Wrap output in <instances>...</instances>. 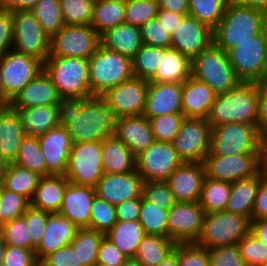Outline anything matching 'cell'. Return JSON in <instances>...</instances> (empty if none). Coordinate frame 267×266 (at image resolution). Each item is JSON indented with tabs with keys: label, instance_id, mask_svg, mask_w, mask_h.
<instances>
[{
	"label": "cell",
	"instance_id": "cell-63",
	"mask_svg": "<svg viewBox=\"0 0 267 266\" xmlns=\"http://www.w3.org/2000/svg\"><path fill=\"white\" fill-rule=\"evenodd\" d=\"M257 129L260 137L267 139V84L258 83V120Z\"/></svg>",
	"mask_w": 267,
	"mask_h": 266
},
{
	"label": "cell",
	"instance_id": "cell-18",
	"mask_svg": "<svg viewBox=\"0 0 267 266\" xmlns=\"http://www.w3.org/2000/svg\"><path fill=\"white\" fill-rule=\"evenodd\" d=\"M149 81L132 77L108 89L101 97L117 116L130 117L143 115L147 99Z\"/></svg>",
	"mask_w": 267,
	"mask_h": 266
},
{
	"label": "cell",
	"instance_id": "cell-13",
	"mask_svg": "<svg viewBox=\"0 0 267 266\" xmlns=\"http://www.w3.org/2000/svg\"><path fill=\"white\" fill-rule=\"evenodd\" d=\"M42 70L43 62L38 58L14 50L8 51L0 57L4 96L11 102Z\"/></svg>",
	"mask_w": 267,
	"mask_h": 266
},
{
	"label": "cell",
	"instance_id": "cell-17",
	"mask_svg": "<svg viewBox=\"0 0 267 266\" xmlns=\"http://www.w3.org/2000/svg\"><path fill=\"white\" fill-rule=\"evenodd\" d=\"M205 214L198 201L176 202L168 212V238L176 243H195L200 236Z\"/></svg>",
	"mask_w": 267,
	"mask_h": 266
},
{
	"label": "cell",
	"instance_id": "cell-73",
	"mask_svg": "<svg viewBox=\"0 0 267 266\" xmlns=\"http://www.w3.org/2000/svg\"><path fill=\"white\" fill-rule=\"evenodd\" d=\"M8 167V163L0 160V188L4 185L5 174Z\"/></svg>",
	"mask_w": 267,
	"mask_h": 266
},
{
	"label": "cell",
	"instance_id": "cell-75",
	"mask_svg": "<svg viewBox=\"0 0 267 266\" xmlns=\"http://www.w3.org/2000/svg\"><path fill=\"white\" fill-rule=\"evenodd\" d=\"M120 266H141L134 257H129Z\"/></svg>",
	"mask_w": 267,
	"mask_h": 266
},
{
	"label": "cell",
	"instance_id": "cell-15",
	"mask_svg": "<svg viewBox=\"0 0 267 266\" xmlns=\"http://www.w3.org/2000/svg\"><path fill=\"white\" fill-rule=\"evenodd\" d=\"M136 171L147 181H166L175 169L183 163L173 143H152L136 156Z\"/></svg>",
	"mask_w": 267,
	"mask_h": 266
},
{
	"label": "cell",
	"instance_id": "cell-67",
	"mask_svg": "<svg viewBox=\"0 0 267 266\" xmlns=\"http://www.w3.org/2000/svg\"><path fill=\"white\" fill-rule=\"evenodd\" d=\"M159 8L183 15H189V0H157Z\"/></svg>",
	"mask_w": 267,
	"mask_h": 266
},
{
	"label": "cell",
	"instance_id": "cell-7",
	"mask_svg": "<svg viewBox=\"0 0 267 266\" xmlns=\"http://www.w3.org/2000/svg\"><path fill=\"white\" fill-rule=\"evenodd\" d=\"M263 139L257 126L246 123H225L212 127L207 155L233 156L262 154Z\"/></svg>",
	"mask_w": 267,
	"mask_h": 266
},
{
	"label": "cell",
	"instance_id": "cell-49",
	"mask_svg": "<svg viewBox=\"0 0 267 266\" xmlns=\"http://www.w3.org/2000/svg\"><path fill=\"white\" fill-rule=\"evenodd\" d=\"M117 221L115 205L95 195L91 206L89 228L106 234Z\"/></svg>",
	"mask_w": 267,
	"mask_h": 266
},
{
	"label": "cell",
	"instance_id": "cell-6",
	"mask_svg": "<svg viewBox=\"0 0 267 266\" xmlns=\"http://www.w3.org/2000/svg\"><path fill=\"white\" fill-rule=\"evenodd\" d=\"M191 76L209 85L216 94L226 93L240 82L228 53L213 42L191 60Z\"/></svg>",
	"mask_w": 267,
	"mask_h": 266
},
{
	"label": "cell",
	"instance_id": "cell-68",
	"mask_svg": "<svg viewBox=\"0 0 267 266\" xmlns=\"http://www.w3.org/2000/svg\"><path fill=\"white\" fill-rule=\"evenodd\" d=\"M39 0H0V9L15 11V10H30Z\"/></svg>",
	"mask_w": 267,
	"mask_h": 266
},
{
	"label": "cell",
	"instance_id": "cell-60",
	"mask_svg": "<svg viewBox=\"0 0 267 266\" xmlns=\"http://www.w3.org/2000/svg\"><path fill=\"white\" fill-rule=\"evenodd\" d=\"M127 258L109 238L103 237L97 253V262L107 266H120Z\"/></svg>",
	"mask_w": 267,
	"mask_h": 266
},
{
	"label": "cell",
	"instance_id": "cell-33",
	"mask_svg": "<svg viewBox=\"0 0 267 266\" xmlns=\"http://www.w3.org/2000/svg\"><path fill=\"white\" fill-rule=\"evenodd\" d=\"M136 155L116 136L102 141L104 173L122 174L136 171Z\"/></svg>",
	"mask_w": 267,
	"mask_h": 266
},
{
	"label": "cell",
	"instance_id": "cell-14",
	"mask_svg": "<svg viewBox=\"0 0 267 266\" xmlns=\"http://www.w3.org/2000/svg\"><path fill=\"white\" fill-rule=\"evenodd\" d=\"M207 178L234 182L262 171V154L207 155L203 161Z\"/></svg>",
	"mask_w": 267,
	"mask_h": 266
},
{
	"label": "cell",
	"instance_id": "cell-9",
	"mask_svg": "<svg viewBox=\"0 0 267 266\" xmlns=\"http://www.w3.org/2000/svg\"><path fill=\"white\" fill-rule=\"evenodd\" d=\"M250 230L251 220L248 217L225 211L206 213L195 244L207 249L234 245Z\"/></svg>",
	"mask_w": 267,
	"mask_h": 266
},
{
	"label": "cell",
	"instance_id": "cell-46",
	"mask_svg": "<svg viewBox=\"0 0 267 266\" xmlns=\"http://www.w3.org/2000/svg\"><path fill=\"white\" fill-rule=\"evenodd\" d=\"M228 2L229 0H189V15L213 30L223 18Z\"/></svg>",
	"mask_w": 267,
	"mask_h": 266
},
{
	"label": "cell",
	"instance_id": "cell-3",
	"mask_svg": "<svg viewBox=\"0 0 267 266\" xmlns=\"http://www.w3.org/2000/svg\"><path fill=\"white\" fill-rule=\"evenodd\" d=\"M206 120L211 127L232 122L257 126L258 83L239 82L228 92L217 94Z\"/></svg>",
	"mask_w": 267,
	"mask_h": 266
},
{
	"label": "cell",
	"instance_id": "cell-28",
	"mask_svg": "<svg viewBox=\"0 0 267 266\" xmlns=\"http://www.w3.org/2000/svg\"><path fill=\"white\" fill-rule=\"evenodd\" d=\"M114 136L136 156L155 142L150 120L144 115L120 117Z\"/></svg>",
	"mask_w": 267,
	"mask_h": 266
},
{
	"label": "cell",
	"instance_id": "cell-44",
	"mask_svg": "<svg viewBox=\"0 0 267 266\" xmlns=\"http://www.w3.org/2000/svg\"><path fill=\"white\" fill-rule=\"evenodd\" d=\"M30 11L50 38L65 26L60 0H39Z\"/></svg>",
	"mask_w": 267,
	"mask_h": 266
},
{
	"label": "cell",
	"instance_id": "cell-45",
	"mask_svg": "<svg viewBox=\"0 0 267 266\" xmlns=\"http://www.w3.org/2000/svg\"><path fill=\"white\" fill-rule=\"evenodd\" d=\"M164 48L142 44L132 58L133 77L150 81L157 71Z\"/></svg>",
	"mask_w": 267,
	"mask_h": 266
},
{
	"label": "cell",
	"instance_id": "cell-5",
	"mask_svg": "<svg viewBox=\"0 0 267 266\" xmlns=\"http://www.w3.org/2000/svg\"><path fill=\"white\" fill-rule=\"evenodd\" d=\"M89 61V84L93 96H101L133 77L132 59L99 45Z\"/></svg>",
	"mask_w": 267,
	"mask_h": 266
},
{
	"label": "cell",
	"instance_id": "cell-62",
	"mask_svg": "<svg viewBox=\"0 0 267 266\" xmlns=\"http://www.w3.org/2000/svg\"><path fill=\"white\" fill-rule=\"evenodd\" d=\"M46 266H77L76 250L66 245L46 255L42 260Z\"/></svg>",
	"mask_w": 267,
	"mask_h": 266
},
{
	"label": "cell",
	"instance_id": "cell-78",
	"mask_svg": "<svg viewBox=\"0 0 267 266\" xmlns=\"http://www.w3.org/2000/svg\"><path fill=\"white\" fill-rule=\"evenodd\" d=\"M92 266H107V265L100 263V262H96Z\"/></svg>",
	"mask_w": 267,
	"mask_h": 266
},
{
	"label": "cell",
	"instance_id": "cell-31",
	"mask_svg": "<svg viewBox=\"0 0 267 266\" xmlns=\"http://www.w3.org/2000/svg\"><path fill=\"white\" fill-rule=\"evenodd\" d=\"M140 27L122 23L100 35V45L121 55L133 58L141 48Z\"/></svg>",
	"mask_w": 267,
	"mask_h": 266
},
{
	"label": "cell",
	"instance_id": "cell-71",
	"mask_svg": "<svg viewBox=\"0 0 267 266\" xmlns=\"http://www.w3.org/2000/svg\"><path fill=\"white\" fill-rule=\"evenodd\" d=\"M157 266H179L178 265V243L176 244L174 251L170 253Z\"/></svg>",
	"mask_w": 267,
	"mask_h": 266
},
{
	"label": "cell",
	"instance_id": "cell-1",
	"mask_svg": "<svg viewBox=\"0 0 267 266\" xmlns=\"http://www.w3.org/2000/svg\"><path fill=\"white\" fill-rule=\"evenodd\" d=\"M58 108L60 124L66 127L73 144L102 142L117 129L119 117L101 96L61 98Z\"/></svg>",
	"mask_w": 267,
	"mask_h": 266
},
{
	"label": "cell",
	"instance_id": "cell-50",
	"mask_svg": "<svg viewBox=\"0 0 267 266\" xmlns=\"http://www.w3.org/2000/svg\"><path fill=\"white\" fill-rule=\"evenodd\" d=\"M159 10L157 0H126L125 23L140 27L156 18Z\"/></svg>",
	"mask_w": 267,
	"mask_h": 266
},
{
	"label": "cell",
	"instance_id": "cell-51",
	"mask_svg": "<svg viewBox=\"0 0 267 266\" xmlns=\"http://www.w3.org/2000/svg\"><path fill=\"white\" fill-rule=\"evenodd\" d=\"M240 255L247 266H262L267 261V246L251 231L237 243Z\"/></svg>",
	"mask_w": 267,
	"mask_h": 266
},
{
	"label": "cell",
	"instance_id": "cell-72",
	"mask_svg": "<svg viewBox=\"0 0 267 266\" xmlns=\"http://www.w3.org/2000/svg\"><path fill=\"white\" fill-rule=\"evenodd\" d=\"M262 171L267 177V139L262 143Z\"/></svg>",
	"mask_w": 267,
	"mask_h": 266
},
{
	"label": "cell",
	"instance_id": "cell-12",
	"mask_svg": "<svg viewBox=\"0 0 267 266\" xmlns=\"http://www.w3.org/2000/svg\"><path fill=\"white\" fill-rule=\"evenodd\" d=\"M100 45V35L91 25H65L51 37L49 56L89 59Z\"/></svg>",
	"mask_w": 267,
	"mask_h": 266
},
{
	"label": "cell",
	"instance_id": "cell-27",
	"mask_svg": "<svg viewBox=\"0 0 267 266\" xmlns=\"http://www.w3.org/2000/svg\"><path fill=\"white\" fill-rule=\"evenodd\" d=\"M25 136L18 112L7 105L0 114V160L14 163Z\"/></svg>",
	"mask_w": 267,
	"mask_h": 266
},
{
	"label": "cell",
	"instance_id": "cell-80",
	"mask_svg": "<svg viewBox=\"0 0 267 266\" xmlns=\"http://www.w3.org/2000/svg\"><path fill=\"white\" fill-rule=\"evenodd\" d=\"M4 223H5V222L2 220V218H1V214H0V230L2 229Z\"/></svg>",
	"mask_w": 267,
	"mask_h": 266
},
{
	"label": "cell",
	"instance_id": "cell-74",
	"mask_svg": "<svg viewBox=\"0 0 267 266\" xmlns=\"http://www.w3.org/2000/svg\"><path fill=\"white\" fill-rule=\"evenodd\" d=\"M5 248H6V242L4 240L2 231L0 230V266H2Z\"/></svg>",
	"mask_w": 267,
	"mask_h": 266
},
{
	"label": "cell",
	"instance_id": "cell-24",
	"mask_svg": "<svg viewBox=\"0 0 267 266\" xmlns=\"http://www.w3.org/2000/svg\"><path fill=\"white\" fill-rule=\"evenodd\" d=\"M96 195L91 186L68 183L58 213L69 218L79 228H89L91 206Z\"/></svg>",
	"mask_w": 267,
	"mask_h": 266
},
{
	"label": "cell",
	"instance_id": "cell-34",
	"mask_svg": "<svg viewBox=\"0 0 267 266\" xmlns=\"http://www.w3.org/2000/svg\"><path fill=\"white\" fill-rule=\"evenodd\" d=\"M191 76V60L174 48H164L155 76L149 82L183 83Z\"/></svg>",
	"mask_w": 267,
	"mask_h": 266
},
{
	"label": "cell",
	"instance_id": "cell-25",
	"mask_svg": "<svg viewBox=\"0 0 267 266\" xmlns=\"http://www.w3.org/2000/svg\"><path fill=\"white\" fill-rule=\"evenodd\" d=\"M79 228L60 213H49L42 242L35 249L37 261L59 248L70 245Z\"/></svg>",
	"mask_w": 267,
	"mask_h": 266
},
{
	"label": "cell",
	"instance_id": "cell-58",
	"mask_svg": "<svg viewBox=\"0 0 267 266\" xmlns=\"http://www.w3.org/2000/svg\"><path fill=\"white\" fill-rule=\"evenodd\" d=\"M210 266H247L237 244L208 249Z\"/></svg>",
	"mask_w": 267,
	"mask_h": 266
},
{
	"label": "cell",
	"instance_id": "cell-55",
	"mask_svg": "<svg viewBox=\"0 0 267 266\" xmlns=\"http://www.w3.org/2000/svg\"><path fill=\"white\" fill-rule=\"evenodd\" d=\"M140 33L143 44L162 48L171 47L172 34L157 17L140 26Z\"/></svg>",
	"mask_w": 267,
	"mask_h": 266
},
{
	"label": "cell",
	"instance_id": "cell-39",
	"mask_svg": "<svg viewBox=\"0 0 267 266\" xmlns=\"http://www.w3.org/2000/svg\"><path fill=\"white\" fill-rule=\"evenodd\" d=\"M105 234L90 228H81L70 245L76 250L77 266H92L97 262V253Z\"/></svg>",
	"mask_w": 267,
	"mask_h": 266
},
{
	"label": "cell",
	"instance_id": "cell-26",
	"mask_svg": "<svg viewBox=\"0 0 267 266\" xmlns=\"http://www.w3.org/2000/svg\"><path fill=\"white\" fill-rule=\"evenodd\" d=\"M61 100L57 88L51 78L42 70L32 79L10 102L12 108L55 105Z\"/></svg>",
	"mask_w": 267,
	"mask_h": 266
},
{
	"label": "cell",
	"instance_id": "cell-23",
	"mask_svg": "<svg viewBox=\"0 0 267 266\" xmlns=\"http://www.w3.org/2000/svg\"><path fill=\"white\" fill-rule=\"evenodd\" d=\"M182 113V83L149 82L143 115L148 119Z\"/></svg>",
	"mask_w": 267,
	"mask_h": 266
},
{
	"label": "cell",
	"instance_id": "cell-30",
	"mask_svg": "<svg viewBox=\"0 0 267 266\" xmlns=\"http://www.w3.org/2000/svg\"><path fill=\"white\" fill-rule=\"evenodd\" d=\"M68 183L69 181L65 175H48L41 177L33 197L30 200V206L49 213H58Z\"/></svg>",
	"mask_w": 267,
	"mask_h": 266
},
{
	"label": "cell",
	"instance_id": "cell-20",
	"mask_svg": "<svg viewBox=\"0 0 267 266\" xmlns=\"http://www.w3.org/2000/svg\"><path fill=\"white\" fill-rule=\"evenodd\" d=\"M144 180L137 171L122 174L104 173L97 182L96 195L112 205L142 197Z\"/></svg>",
	"mask_w": 267,
	"mask_h": 266
},
{
	"label": "cell",
	"instance_id": "cell-77",
	"mask_svg": "<svg viewBox=\"0 0 267 266\" xmlns=\"http://www.w3.org/2000/svg\"><path fill=\"white\" fill-rule=\"evenodd\" d=\"M6 106H7V104L5 102L0 101V114L5 109Z\"/></svg>",
	"mask_w": 267,
	"mask_h": 266
},
{
	"label": "cell",
	"instance_id": "cell-79",
	"mask_svg": "<svg viewBox=\"0 0 267 266\" xmlns=\"http://www.w3.org/2000/svg\"><path fill=\"white\" fill-rule=\"evenodd\" d=\"M34 266H46V265L42 263L41 261H37Z\"/></svg>",
	"mask_w": 267,
	"mask_h": 266
},
{
	"label": "cell",
	"instance_id": "cell-59",
	"mask_svg": "<svg viewBox=\"0 0 267 266\" xmlns=\"http://www.w3.org/2000/svg\"><path fill=\"white\" fill-rule=\"evenodd\" d=\"M36 262L33 250L6 245L2 266H34Z\"/></svg>",
	"mask_w": 267,
	"mask_h": 266
},
{
	"label": "cell",
	"instance_id": "cell-40",
	"mask_svg": "<svg viewBox=\"0 0 267 266\" xmlns=\"http://www.w3.org/2000/svg\"><path fill=\"white\" fill-rule=\"evenodd\" d=\"M231 195V182L205 177L199 203L205 213L225 211Z\"/></svg>",
	"mask_w": 267,
	"mask_h": 266
},
{
	"label": "cell",
	"instance_id": "cell-69",
	"mask_svg": "<svg viewBox=\"0 0 267 266\" xmlns=\"http://www.w3.org/2000/svg\"><path fill=\"white\" fill-rule=\"evenodd\" d=\"M250 231L267 246V219L252 220Z\"/></svg>",
	"mask_w": 267,
	"mask_h": 266
},
{
	"label": "cell",
	"instance_id": "cell-10",
	"mask_svg": "<svg viewBox=\"0 0 267 266\" xmlns=\"http://www.w3.org/2000/svg\"><path fill=\"white\" fill-rule=\"evenodd\" d=\"M104 174L102 142L74 143L65 176L70 183L95 187Z\"/></svg>",
	"mask_w": 267,
	"mask_h": 266
},
{
	"label": "cell",
	"instance_id": "cell-48",
	"mask_svg": "<svg viewBox=\"0 0 267 266\" xmlns=\"http://www.w3.org/2000/svg\"><path fill=\"white\" fill-rule=\"evenodd\" d=\"M184 119L183 113H170L150 118L151 130L155 141L172 143L179 133Z\"/></svg>",
	"mask_w": 267,
	"mask_h": 266
},
{
	"label": "cell",
	"instance_id": "cell-37",
	"mask_svg": "<svg viewBox=\"0 0 267 266\" xmlns=\"http://www.w3.org/2000/svg\"><path fill=\"white\" fill-rule=\"evenodd\" d=\"M176 244L167 237L145 235L139 243L134 258L141 266H157L174 251Z\"/></svg>",
	"mask_w": 267,
	"mask_h": 266
},
{
	"label": "cell",
	"instance_id": "cell-36",
	"mask_svg": "<svg viewBox=\"0 0 267 266\" xmlns=\"http://www.w3.org/2000/svg\"><path fill=\"white\" fill-rule=\"evenodd\" d=\"M139 221H120L105 234L128 258L134 257L139 243L145 236Z\"/></svg>",
	"mask_w": 267,
	"mask_h": 266
},
{
	"label": "cell",
	"instance_id": "cell-21",
	"mask_svg": "<svg viewBox=\"0 0 267 266\" xmlns=\"http://www.w3.org/2000/svg\"><path fill=\"white\" fill-rule=\"evenodd\" d=\"M205 177L203 163L183 162L166 182L176 202H196L199 201Z\"/></svg>",
	"mask_w": 267,
	"mask_h": 266
},
{
	"label": "cell",
	"instance_id": "cell-42",
	"mask_svg": "<svg viewBox=\"0 0 267 266\" xmlns=\"http://www.w3.org/2000/svg\"><path fill=\"white\" fill-rule=\"evenodd\" d=\"M14 163L42 177L52 175L46 169L45 158L38 137L26 135L23 138L19 155Z\"/></svg>",
	"mask_w": 267,
	"mask_h": 266
},
{
	"label": "cell",
	"instance_id": "cell-64",
	"mask_svg": "<svg viewBox=\"0 0 267 266\" xmlns=\"http://www.w3.org/2000/svg\"><path fill=\"white\" fill-rule=\"evenodd\" d=\"M258 219H267V177L263 171H261V181L257 189L251 221Z\"/></svg>",
	"mask_w": 267,
	"mask_h": 266
},
{
	"label": "cell",
	"instance_id": "cell-35",
	"mask_svg": "<svg viewBox=\"0 0 267 266\" xmlns=\"http://www.w3.org/2000/svg\"><path fill=\"white\" fill-rule=\"evenodd\" d=\"M261 181V172L249 178L231 183V195L225 212L239 214L251 220L257 189Z\"/></svg>",
	"mask_w": 267,
	"mask_h": 266
},
{
	"label": "cell",
	"instance_id": "cell-70",
	"mask_svg": "<svg viewBox=\"0 0 267 266\" xmlns=\"http://www.w3.org/2000/svg\"><path fill=\"white\" fill-rule=\"evenodd\" d=\"M232 1L245 6L260 9L267 14V0H232Z\"/></svg>",
	"mask_w": 267,
	"mask_h": 266
},
{
	"label": "cell",
	"instance_id": "cell-53",
	"mask_svg": "<svg viewBox=\"0 0 267 266\" xmlns=\"http://www.w3.org/2000/svg\"><path fill=\"white\" fill-rule=\"evenodd\" d=\"M1 231L6 245L31 249L35 252L36 248L32 245L24 216L5 222Z\"/></svg>",
	"mask_w": 267,
	"mask_h": 266
},
{
	"label": "cell",
	"instance_id": "cell-2",
	"mask_svg": "<svg viewBox=\"0 0 267 266\" xmlns=\"http://www.w3.org/2000/svg\"><path fill=\"white\" fill-rule=\"evenodd\" d=\"M266 27L264 11L229 0L223 18L213 29V43L228 52L236 43L252 39Z\"/></svg>",
	"mask_w": 267,
	"mask_h": 266
},
{
	"label": "cell",
	"instance_id": "cell-41",
	"mask_svg": "<svg viewBox=\"0 0 267 266\" xmlns=\"http://www.w3.org/2000/svg\"><path fill=\"white\" fill-rule=\"evenodd\" d=\"M41 177L27 168L10 163L6 170L3 186L8 190L23 195L30 201Z\"/></svg>",
	"mask_w": 267,
	"mask_h": 266
},
{
	"label": "cell",
	"instance_id": "cell-19",
	"mask_svg": "<svg viewBox=\"0 0 267 266\" xmlns=\"http://www.w3.org/2000/svg\"><path fill=\"white\" fill-rule=\"evenodd\" d=\"M212 33L213 30L196 17L185 15L172 33L171 48L192 60L213 42Z\"/></svg>",
	"mask_w": 267,
	"mask_h": 266
},
{
	"label": "cell",
	"instance_id": "cell-8",
	"mask_svg": "<svg viewBox=\"0 0 267 266\" xmlns=\"http://www.w3.org/2000/svg\"><path fill=\"white\" fill-rule=\"evenodd\" d=\"M227 53L240 82L263 83L267 70V27L252 39L236 43Z\"/></svg>",
	"mask_w": 267,
	"mask_h": 266
},
{
	"label": "cell",
	"instance_id": "cell-38",
	"mask_svg": "<svg viewBox=\"0 0 267 266\" xmlns=\"http://www.w3.org/2000/svg\"><path fill=\"white\" fill-rule=\"evenodd\" d=\"M126 0H102L94 3L91 26L101 35L108 29L125 23Z\"/></svg>",
	"mask_w": 267,
	"mask_h": 266
},
{
	"label": "cell",
	"instance_id": "cell-54",
	"mask_svg": "<svg viewBox=\"0 0 267 266\" xmlns=\"http://www.w3.org/2000/svg\"><path fill=\"white\" fill-rule=\"evenodd\" d=\"M142 196L149 202L169 210L176 200L166 181H147L143 184Z\"/></svg>",
	"mask_w": 267,
	"mask_h": 266
},
{
	"label": "cell",
	"instance_id": "cell-11",
	"mask_svg": "<svg viewBox=\"0 0 267 266\" xmlns=\"http://www.w3.org/2000/svg\"><path fill=\"white\" fill-rule=\"evenodd\" d=\"M13 47L12 50L34 56L43 63L50 54L51 38L30 10L12 11Z\"/></svg>",
	"mask_w": 267,
	"mask_h": 266
},
{
	"label": "cell",
	"instance_id": "cell-4",
	"mask_svg": "<svg viewBox=\"0 0 267 266\" xmlns=\"http://www.w3.org/2000/svg\"><path fill=\"white\" fill-rule=\"evenodd\" d=\"M43 70L51 78L61 98L92 97L89 61L79 57L48 56Z\"/></svg>",
	"mask_w": 267,
	"mask_h": 266
},
{
	"label": "cell",
	"instance_id": "cell-22",
	"mask_svg": "<svg viewBox=\"0 0 267 266\" xmlns=\"http://www.w3.org/2000/svg\"><path fill=\"white\" fill-rule=\"evenodd\" d=\"M44 154L46 169L52 175H65L72 140L66 127L56 126L38 137Z\"/></svg>",
	"mask_w": 267,
	"mask_h": 266
},
{
	"label": "cell",
	"instance_id": "cell-43",
	"mask_svg": "<svg viewBox=\"0 0 267 266\" xmlns=\"http://www.w3.org/2000/svg\"><path fill=\"white\" fill-rule=\"evenodd\" d=\"M168 212L142 196L139 223L145 234L168 238Z\"/></svg>",
	"mask_w": 267,
	"mask_h": 266
},
{
	"label": "cell",
	"instance_id": "cell-32",
	"mask_svg": "<svg viewBox=\"0 0 267 266\" xmlns=\"http://www.w3.org/2000/svg\"><path fill=\"white\" fill-rule=\"evenodd\" d=\"M13 109L18 112L27 136L39 137L60 125L58 104Z\"/></svg>",
	"mask_w": 267,
	"mask_h": 266
},
{
	"label": "cell",
	"instance_id": "cell-66",
	"mask_svg": "<svg viewBox=\"0 0 267 266\" xmlns=\"http://www.w3.org/2000/svg\"><path fill=\"white\" fill-rule=\"evenodd\" d=\"M184 16L185 15L180 13L160 9L157 19L163 24L167 31L172 34L175 31V28L178 27V24L183 20Z\"/></svg>",
	"mask_w": 267,
	"mask_h": 266
},
{
	"label": "cell",
	"instance_id": "cell-56",
	"mask_svg": "<svg viewBox=\"0 0 267 266\" xmlns=\"http://www.w3.org/2000/svg\"><path fill=\"white\" fill-rule=\"evenodd\" d=\"M179 266H210L208 249L195 243H178Z\"/></svg>",
	"mask_w": 267,
	"mask_h": 266
},
{
	"label": "cell",
	"instance_id": "cell-61",
	"mask_svg": "<svg viewBox=\"0 0 267 266\" xmlns=\"http://www.w3.org/2000/svg\"><path fill=\"white\" fill-rule=\"evenodd\" d=\"M13 41L12 11L0 9V57L12 50Z\"/></svg>",
	"mask_w": 267,
	"mask_h": 266
},
{
	"label": "cell",
	"instance_id": "cell-65",
	"mask_svg": "<svg viewBox=\"0 0 267 266\" xmlns=\"http://www.w3.org/2000/svg\"><path fill=\"white\" fill-rule=\"evenodd\" d=\"M142 197L126 200L115 205L117 220L139 221Z\"/></svg>",
	"mask_w": 267,
	"mask_h": 266
},
{
	"label": "cell",
	"instance_id": "cell-29",
	"mask_svg": "<svg viewBox=\"0 0 267 266\" xmlns=\"http://www.w3.org/2000/svg\"><path fill=\"white\" fill-rule=\"evenodd\" d=\"M216 95L209 85L190 76L182 83V113L185 118L206 119Z\"/></svg>",
	"mask_w": 267,
	"mask_h": 266
},
{
	"label": "cell",
	"instance_id": "cell-16",
	"mask_svg": "<svg viewBox=\"0 0 267 266\" xmlns=\"http://www.w3.org/2000/svg\"><path fill=\"white\" fill-rule=\"evenodd\" d=\"M212 127L204 118H185L172 142L183 162H201L210 150Z\"/></svg>",
	"mask_w": 267,
	"mask_h": 266
},
{
	"label": "cell",
	"instance_id": "cell-47",
	"mask_svg": "<svg viewBox=\"0 0 267 266\" xmlns=\"http://www.w3.org/2000/svg\"><path fill=\"white\" fill-rule=\"evenodd\" d=\"M65 25H90L94 3L90 0H60Z\"/></svg>",
	"mask_w": 267,
	"mask_h": 266
},
{
	"label": "cell",
	"instance_id": "cell-57",
	"mask_svg": "<svg viewBox=\"0 0 267 266\" xmlns=\"http://www.w3.org/2000/svg\"><path fill=\"white\" fill-rule=\"evenodd\" d=\"M49 212L29 206L23 214L32 245L37 248L42 242Z\"/></svg>",
	"mask_w": 267,
	"mask_h": 266
},
{
	"label": "cell",
	"instance_id": "cell-76",
	"mask_svg": "<svg viewBox=\"0 0 267 266\" xmlns=\"http://www.w3.org/2000/svg\"><path fill=\"white\" fill-rule=\"evenodd\" d=\"M0 101L5 102L7 105L10 104V101L4 96L1 71H0Z\"/></svg>",
	"mask_w": 267,
	"mask_h": 266
},
{
	"label": "cell",
	"instance_id": "cell-52",
	"mask_svg": "<svg viewBox=\"0 0 267 266\" xmlns=\"http://www.w3.org/2000/svg\"><path fill=\"white\" fill-rule=\"evenodd\" d=\"M29 206L30 201L23 195L4 186L0 188V214L4 222L23 216Z\"/></svg>",
	"mask_w": 267,
	"mask_h": 266
}]
</instances>
